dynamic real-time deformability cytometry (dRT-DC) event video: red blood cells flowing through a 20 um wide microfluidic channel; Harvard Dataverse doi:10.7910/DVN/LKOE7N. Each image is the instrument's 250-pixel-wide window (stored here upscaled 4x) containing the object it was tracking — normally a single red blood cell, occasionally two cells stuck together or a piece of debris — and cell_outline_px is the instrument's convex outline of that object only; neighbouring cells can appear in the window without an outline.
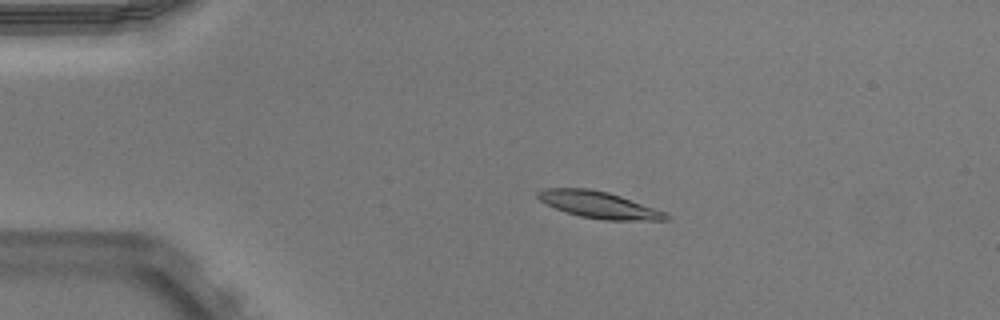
{"species": "Egyptian fruit bat (a non-hibernating species)", "species_latin": "Rousettus aegyptiacus", "temperature_condition": "warm", "stored_images_in_passage": 42, "camera_frame_rate_fps": 3000, "um_per_image_px": 0.085, "animal": {"sex": "male"}, "frame": {"image": 1, "passage_image": 1, "time_ms": 0.0, "image_size_px": [1000, 320], "cell_outline_px": [[672, 216], [668, 220], [604, 220], [580, 216], [564, 212], [540, 200], [536, 196], [536, 192], [544, 188], [588, 188], [608, 192], [620, 196], [664, 212]], "centroid_in_image_um": [50.87, 17.41], "position_along_channel_um": 34.1, "area_um2": 19.77}}
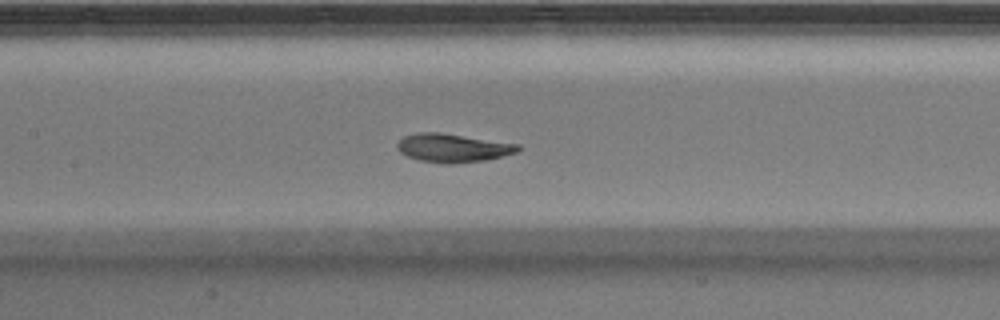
{"frame": {"image": 2, "passage_image": 15, "time_ms": 4.667, "image_size_px": [1000, 320], "cell_outline_px": [[520, 148], [516, 152], [484, 160], [448, 164], [444, 164], [420, 160], [408, 156], [400, 152], [396, 148], [396, 144], [404, 136], [416, 132], [440, 132], [520, 144]], "centroid_in_image_um": [38.45, 12.56], "position_along_channel_um": 168.9, "area_um2": 19.94}}
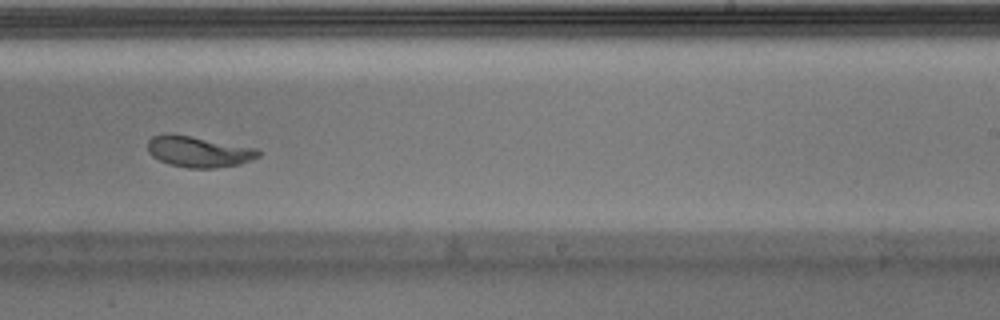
{"frame": {"image": 3, "passage_image": 23, "time_ms": 7.333, "image_size_px": [1000, 320], "cell_outline_px": [[260, 156], [252, 160], [240, 164], [216, 168], [188, 168], [168, 164], [152, 156], [148, 152], [148, 140], [152, 136], [164, 132], [172, 132], [256, 148], [260, 152]], "centroid_in_image_um": [16.85, 12.87], "position_along_channel_um": 272.1, "area_um2": 20.35}, "authors_computed_cell_mechanics": {"area_um2": 20.2589, "velocity_mm_per_s": 3.8868, "shape_relaxation_time_tau1_ms": 2.3502, "shape_relaxation_time_tau2_ms": 1.3675, "deformation_change_tau1": 0.1471, "deformation_change_tau2": 0.0533}}